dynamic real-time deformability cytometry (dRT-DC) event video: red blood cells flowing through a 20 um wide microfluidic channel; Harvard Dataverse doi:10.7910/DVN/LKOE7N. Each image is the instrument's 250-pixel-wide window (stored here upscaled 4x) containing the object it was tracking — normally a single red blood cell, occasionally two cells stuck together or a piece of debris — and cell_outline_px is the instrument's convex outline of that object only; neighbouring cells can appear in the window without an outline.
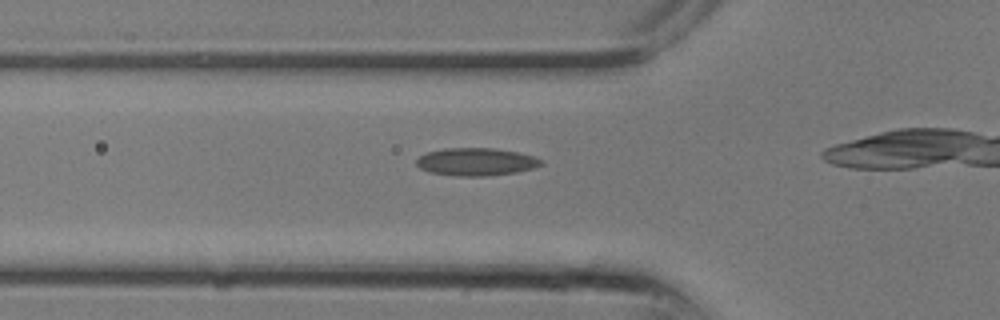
{"species": "common noctule bat (a hibernating species)", "species_latin": "Nyctalus noctula", "temperature_condition": "room temperature", "stored_images_in_passage": 5, "camera_frame_rate_fps": 3000, "um_per_image_px": 0.085, "animal": {"sex": "male", "body_mass_g": 13.3}, "frame": {"image": 1, "passage_image": 2, "time_ms": 0.333, "image_size_px": [1000, 320], "cell_outline_px": [[544, 164], [532, 168], [516, 172], [488, 176], [456, 176], [432, 172], [420, 168], [416, 164], [416, 160], [420, 156], [428, 152], [444, 148], [492, 148], [516, 152], [532, 156], [544, 160]], "centroid_in_image_um": [40.48, 13.75], "position_along_channel_um": 85.3, "area_um2": 20.0}}
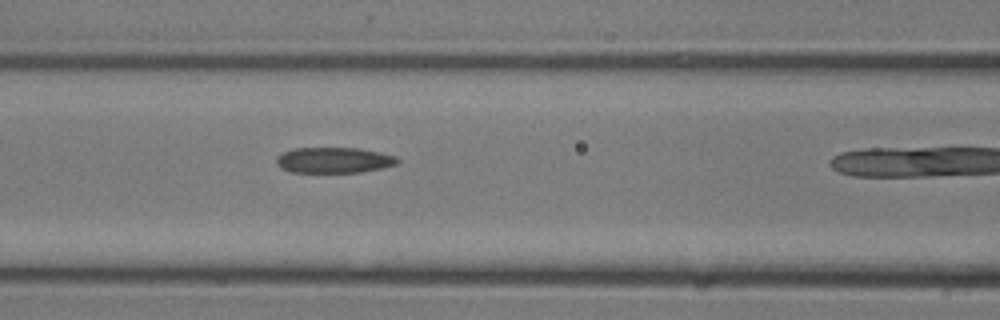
{"frame": {"image": 2, "passage_image": 4, "time_ms": 1.0, "image_size_px": [1000, 320], "cell_outline_px": [[400, 160], [396, 164], [380, 168], [360, 172], [292, 172], [280, 168], [276, 164], [276, 156], [284, 152], [296, 148], [360, 148], [380, 152], [396, 156]], "centroid_in_image_um": [28.37, 13.61], "position_along_channel_um": 138.2, "area_um2": 18.09}}